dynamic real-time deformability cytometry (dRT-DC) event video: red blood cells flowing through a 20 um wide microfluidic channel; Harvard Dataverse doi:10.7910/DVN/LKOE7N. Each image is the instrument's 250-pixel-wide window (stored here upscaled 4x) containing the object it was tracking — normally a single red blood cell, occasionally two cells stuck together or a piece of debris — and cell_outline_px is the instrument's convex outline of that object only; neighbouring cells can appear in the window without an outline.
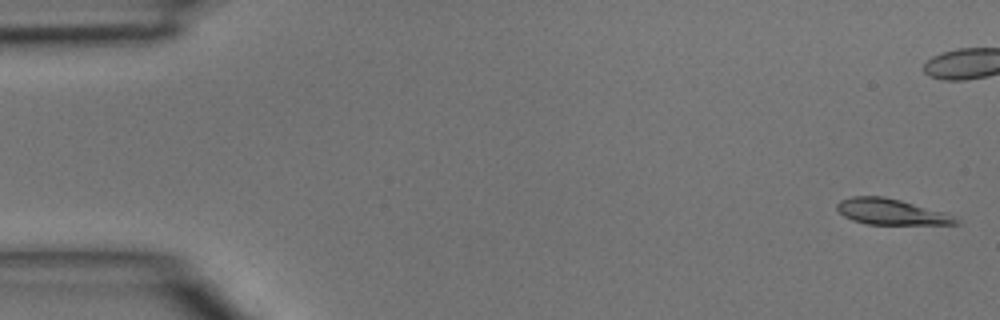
{"species": "common noctule bat (a hibernating species)", "species_latin": "Nyctalus noctula", "temperature_condition": "room temperature", "stored_images_in_passage": 46, "camera_frame_rate_fps": 3000, "um_per_image_px": 0.085, "animal": {"sex": "male", "body_mass_g": 15.6}, "frame": {"image": 1, "passage_image": 1, "time_ms": 0.0, "image_size_px": [1000, 320], "cell_outline_px": [[960, 224], [868, 224], [852, 220], [844, 216], [836, 208], [836, 204], [840, 200], [852, 196], [884, 196], [948, 212], [960, 220]], "centroid_in_image_um": [75.78, 17.99], "position_along_channel_um": 9.2, "area_um2": 18.03}}